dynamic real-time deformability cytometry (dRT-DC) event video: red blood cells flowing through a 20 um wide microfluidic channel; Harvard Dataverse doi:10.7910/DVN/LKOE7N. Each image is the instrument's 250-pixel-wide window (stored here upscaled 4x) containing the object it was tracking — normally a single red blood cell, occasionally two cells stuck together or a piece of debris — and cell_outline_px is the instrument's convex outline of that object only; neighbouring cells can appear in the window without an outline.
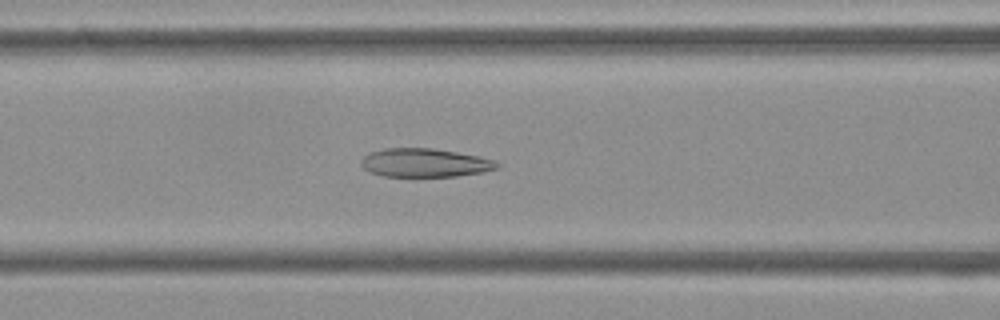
{"species": "Egyptian fruit bat (a non-hibernating species)", "species_latin": "Rousettus aegyptiacus", "temperature_condition": "cold", "stored_images_in_passage": 48, "camera_frame_rate_fps": 3000, "um_per_image_px": 0.085, "frame": {"image": 1, "passage_image": 21, "time_ms": 6.667, "image_size_px": [1000, 320], "cell_outline_px": [[500, 168], [484, 172], [456, 176], [384, 176], [368, 172], [360, 164], [360, 160], [368, 152], [384, 148], [432, 148], [480, 156], [496, 160], [500, 164]], "centroid_in_image_um": [36.12, 13.83], "position_along_channel_um": 130.5, "area_um2": 22.89}}
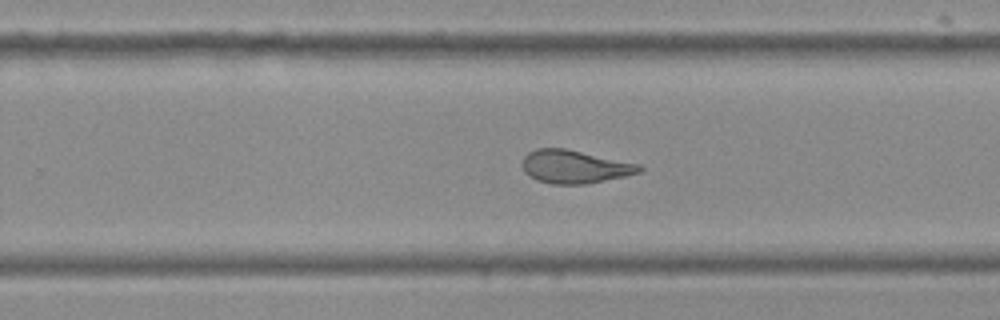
{"frame": {"image": 2, "passage_image": 33, "time_ms": 10.667, "image_size_px": [1000, 320], "cell_outline_px": [[644, 168], [640, 172], [624, 176], [584, 184], [552, 184], [536, 180], [524, 172], [524, 156], [528, 152], [536, 148], [564, 148], [640, 164]], "centroid_in_image_um": [48.84, 14.16], "position_along_channel_um": 281.0, "area_um2": 22.37}}
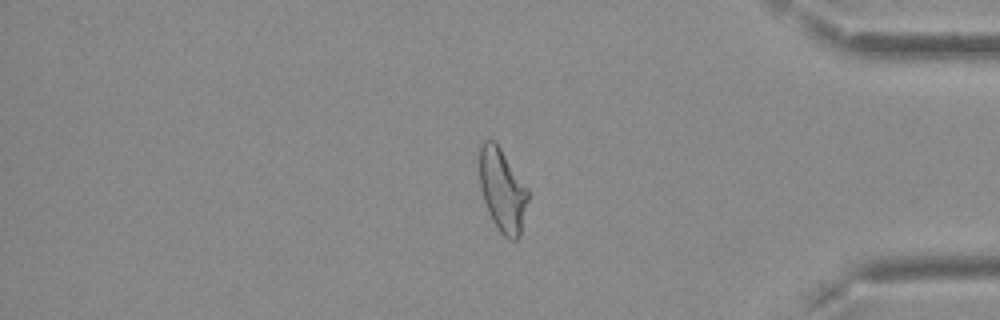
{"frame": {"image": 3, "passage_image": 44, "time_ms": 14.333, "image_size_px": [1000, 320], "cell_outline_px": [[528, 200], [520, 236], [516, 240], [508, 240], [500, 232], [492, 220], [488, 212], [480, 188], [480, 144], [488, 136], [500, 148], [528, 188]], "centroid_in_image_um": [42.7, 16.18], "position_along_channel_um": 392.5, "area_um2": 23.47}, "authors_computed_cell_mechanics": {"area_um2": 23.7847, "velocity_mm_per_s": 3.763, "shape_relaxation_time_tau1_ms": 9.053, "shape_relaxation_time_tau2_ms": 1.8666, "deformation_change_tau1": 0.2243, "deformation_change_tau2": 0.101}}